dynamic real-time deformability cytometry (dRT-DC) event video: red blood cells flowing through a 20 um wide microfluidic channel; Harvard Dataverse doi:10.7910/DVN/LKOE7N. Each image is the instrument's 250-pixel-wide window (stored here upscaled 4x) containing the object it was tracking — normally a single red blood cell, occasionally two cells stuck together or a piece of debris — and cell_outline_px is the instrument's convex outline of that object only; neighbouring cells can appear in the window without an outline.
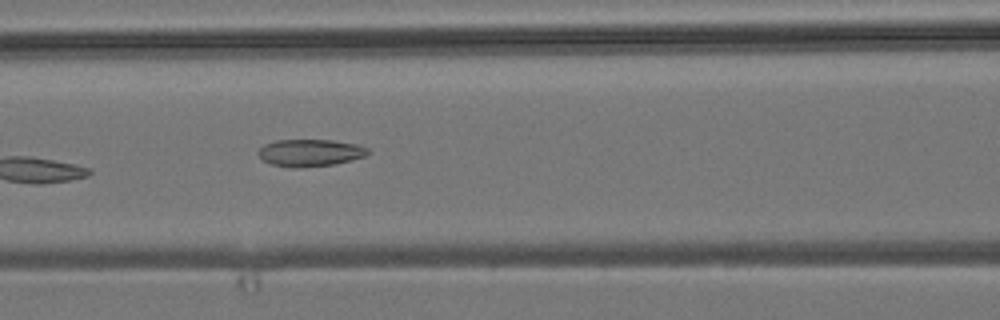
{"species": "common noctule bat (a hibernating species)", "species_latin": "Nyctalus noctula", "temperature_condition": "room temperature", "stored_images_in_passage": 7, "camera_frame_rate_fps": 3000, "um_per_image_px": 0.085, "animal": {"sex": "male", "body_mass_g": 19.2, "forearm_length_mm": 51.8}, "frame": {"image": 1, "passage_image": 7, "time_ms": 7.0, "image_size_px": [1000, 320], "cell_outline_px": [[368, 152], [364, 156], [352, 160], [336, 164], [300, 168], [296, 168], [272, 164], [264, 160], [256, 152], [264, 144], [276, 140], [332, 140], [360, 144], [368, 148]], "centroid_in_image_um": [26.37, 12.98], "position_along_channel_um": 140.2, "area_um2": 17.4}}